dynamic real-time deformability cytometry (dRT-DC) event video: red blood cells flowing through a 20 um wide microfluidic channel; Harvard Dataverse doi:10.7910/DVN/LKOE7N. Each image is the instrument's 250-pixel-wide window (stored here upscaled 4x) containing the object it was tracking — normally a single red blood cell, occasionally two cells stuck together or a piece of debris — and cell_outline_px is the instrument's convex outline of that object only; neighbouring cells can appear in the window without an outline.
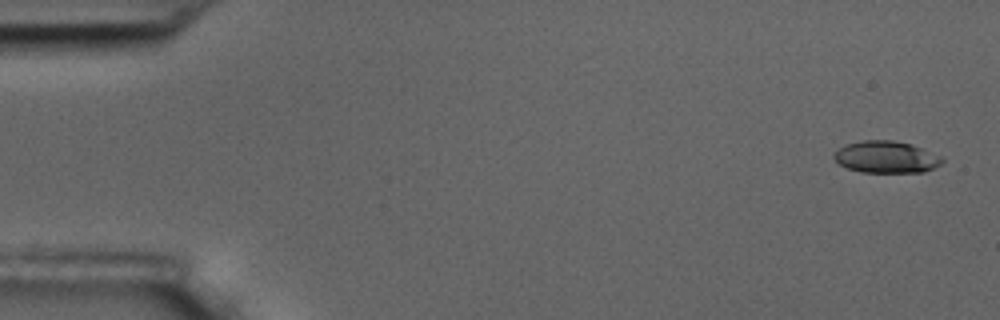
{"species": "common noctule bat (a hibernating species)", "species_latin": "Nyctalus noctula", "temperature_condition": "room temperature", "stored_images_in_passage": 10, "camera_frame_rate_fps": 3000, "um_per_image_px": 0.085, "animal": {"sex": "male", "body_mass_g": 17.5, "forearm_length_mm": 52.3}, "frame": {"image": 1, "passage_image": 1, "time_ms": 0.0, "image_size_px": [1000, 320], "cell_outline_px": [[944, 160], [940, 164], [924, 172], [860, 172], [848, 168], [840, 164], [832, 156], [844, 144], [864, 140], [892, 140], [912, 144], [940, 156]], "centroid_in_image_um": [75.31, 13.34], "position_along_channel_um": 9.7, "area_um2": 19.94}}
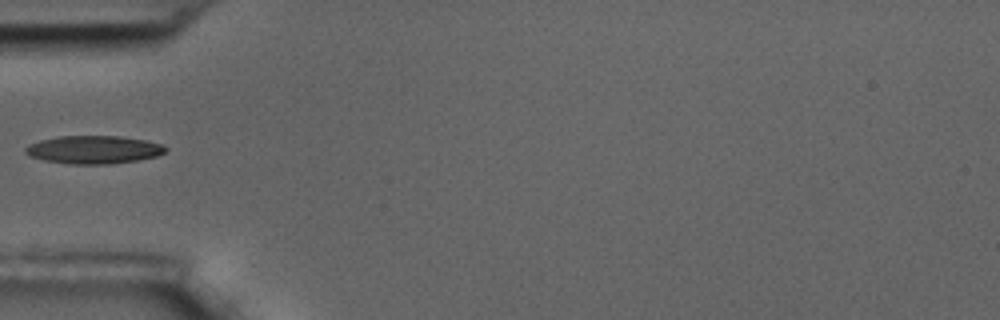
{"frame": {"image": 2, "passage_image": 5, "time_ms": 1.333, "image_size_px": [1000, 320], "cell_outline_px": [[168, 148], [164, 152], [156, 156], [136, 160], [112, 164], [68, 164], [44, 160], [28, 156], [24, 152], [24, 148], [28, 144], [40, 140], [60, 136], [120, 136], [144, 140], [160, 144]], "centroid_in_image_um": [7.9, 12.72], "position_along_channel_um": 77.1, "area_um2": 22.89}}
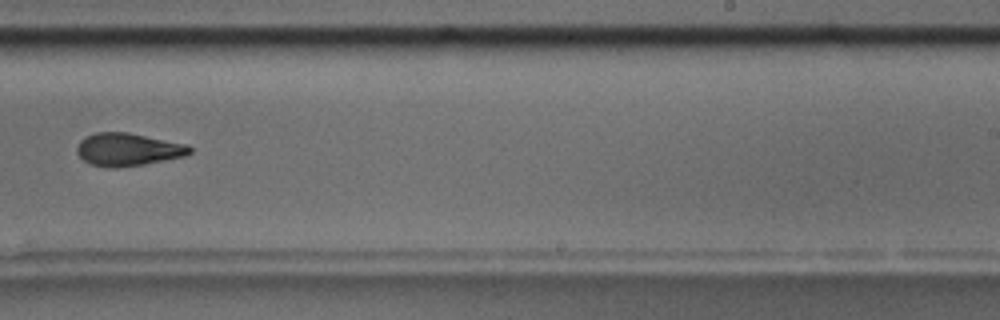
{"frame": {"image": 3, "passage_image": 10, "time_ms": 3.0, "image_size_px": [1000, 320], "cell_outline_px": [[192, 152], [184, 156], [144, 164], [116, 168], [108, 168], [88, 164], [76, 152], [76, 148], [80, 140], [84, 136], [96, 132], [128, 132], [188, 144], [192, 148]], "centroid_in_image_um": [10.85, 12.7], "position_along_channel_um": 278.1, "area_um2": 21.79}}